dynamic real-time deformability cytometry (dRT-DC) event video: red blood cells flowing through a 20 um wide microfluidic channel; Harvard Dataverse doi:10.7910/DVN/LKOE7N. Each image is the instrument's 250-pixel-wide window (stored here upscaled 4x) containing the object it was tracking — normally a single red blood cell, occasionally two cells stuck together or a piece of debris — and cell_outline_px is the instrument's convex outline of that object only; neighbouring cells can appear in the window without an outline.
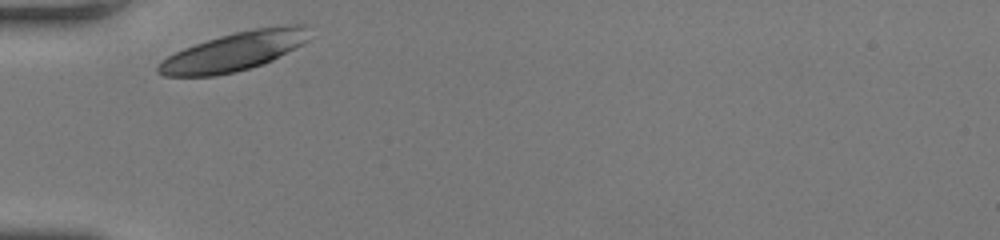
{"species": "human", "species_latin": "Homo sapiens", "temperature_condition": "room temperature", "stored_images_in_passage": 25, "camera_frame_rate_fps": 3000, "um_per_image_px": 0.085, "donor": {"sex": "female"}, "frame": {"image": 1, "passage_image": 1, "time_ms": 0.0, "image_size_px": [1000, 240], "cell_outline_px": [[308, 40], [272, 60], [264, 64], [236, 72], [216, 76], [164, 76], [156, 72], [156, 68], [160, 60], [184, 48], [220, 36], [236, 32], [256, 28], [292, 24], [304, 24]], "centroid_in_image_um": [19.84, 4.4], "position_along_channel_um": 65.2, "area_um2": 33.7}}
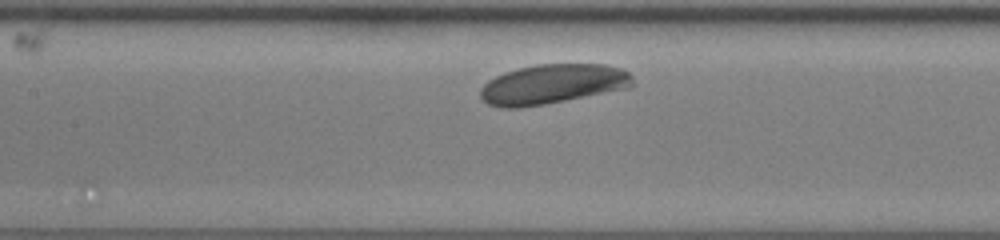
{"frame": {"image": 2, "passage_image": 11, "time_ms": 3.333, "image_size_px": [1000, 240], "cell_outline_px": [[632, 88], [544, 104], [520, 108], [500, 108], [488, 104], [480, 96], [480, 88], [488, 80], [504, 72], [516, 68], [536, 64], [604, 64], [620, 68], [628, 72], [632, 76]], "centroid_in_image_um": [46.96, 7.15], "position_along_channel_um": 160.4, "area_um2": 35.49}}
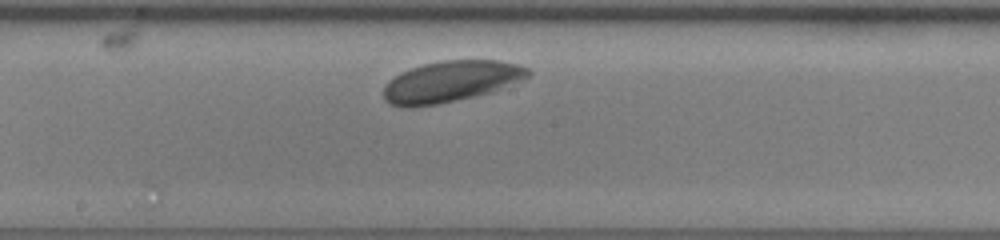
{"frame": {"image": 3, "passage_image": 16, "time_ms": 5.0, "image_size_px": [1000, 240], "cell_outline_px": [[532, 72], [524, 80], [492, 92], [436, 104], [412, 108], [400, 108], [384, 100], [384, 88], [400, 72], [424, 64], [444, 60], [496, 60], [516, 64], [528, 68]], "centroid_in_image_um": [38.35, 6.93], "position_along_channel_um": 209.9, "area_um2": 34.45}}